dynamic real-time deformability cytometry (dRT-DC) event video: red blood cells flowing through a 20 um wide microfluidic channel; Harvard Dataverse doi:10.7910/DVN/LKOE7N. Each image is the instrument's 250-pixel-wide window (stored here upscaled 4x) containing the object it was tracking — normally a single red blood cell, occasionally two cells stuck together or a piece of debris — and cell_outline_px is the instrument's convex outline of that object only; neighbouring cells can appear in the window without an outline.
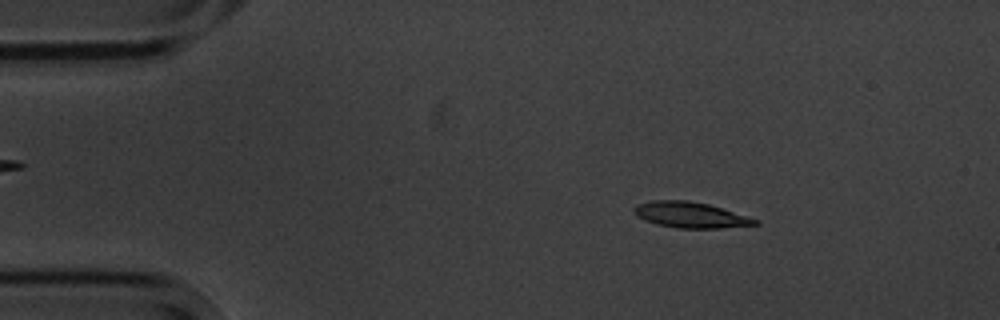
{"species": "common noctule bat (a hibernating species)", "species_latin": "Nyctalus noctula", "temperature_condition": "cold", "stored_images_in_passage": 4, "camera_frame_rate_fps": 3000, "um_per_image_px": 0.085, "animal": {"sex": "male", "body_mass_g": 20.1, "forearm_length_mm": 53.5}, "frame": {"image": 1, "passage_image": 2, "time_ms": 1.0, "image_size_px": [1000, 320], "cell_outline_px": [[760, 224], [720, 228], [676, 228], [656, 224], [644, 220], [632, 208], [636, 204], [652, 200], [688, 200], [708, 204], [748, 216], [760, 220]], "centroid_in_image_um": [58.71, 18.26], "position_along_channel_um": 26.3, "area_um2": 18.15}}